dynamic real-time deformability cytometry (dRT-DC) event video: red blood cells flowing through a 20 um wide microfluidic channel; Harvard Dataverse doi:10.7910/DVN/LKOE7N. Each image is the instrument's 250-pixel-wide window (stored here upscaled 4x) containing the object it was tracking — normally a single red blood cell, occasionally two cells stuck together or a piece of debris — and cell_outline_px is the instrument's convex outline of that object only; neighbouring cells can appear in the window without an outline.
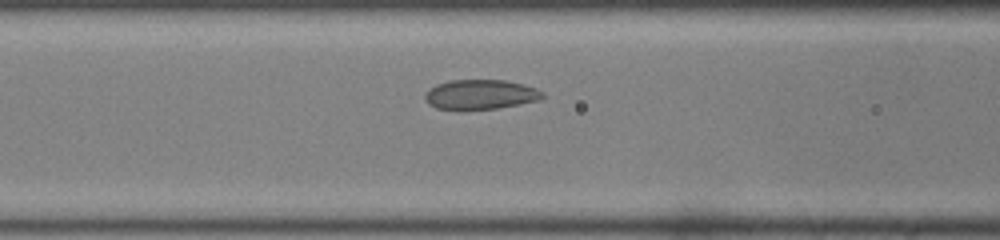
{"species": "common noctule bat (a hibernating species)", "species_latin": "Nyctalus noctula", "temperature_condition": "room temperature", "stored_images_in_passage": 38, "camera_frame_rate_fps": 3000, "um_per_image_px": 0.085, "animal": {"sex": "male", "body_mass_g": 19.0, "forearm_length_mm": 50.8}, "frame": {"image": 1, "passage_image": 9, "time_ms": 2.667, "image_size_px": [1000, 240], "cell_outline_px": [[544, 96], [540, 100], [520, 104], [496, 108], [436, 108], [428, 104], [424, 100], [424, 92], [436, 84], [448, 80], [504, 80], [524, 84], [536, 88], [544, 92]], "centroid_in_image_um": [40.84, 8.01], "position_along_channel_um": 125.8, "area_um2": 20.23}}
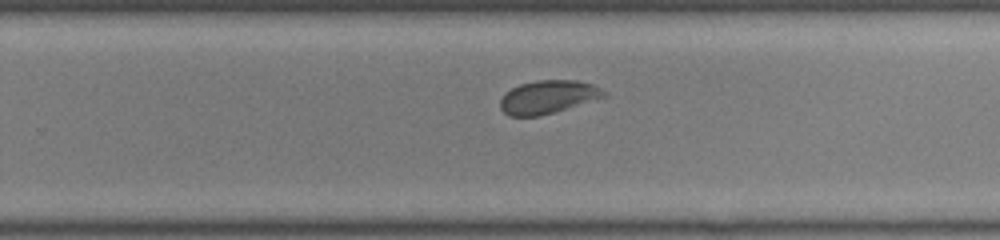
{"frame": {"image": 2, "passage_image": 21, "time_ms": 6.667, "image_size_px": [1000, 240], "cell_outline_px": [[608, 96], [540, 116], [508, 116], [500, 108], [500, 100], [512, 88], [520, 84], [536, 80], [576, 80], [592, 84], [600, 88]], "centroid_in_image_um": [46.58, 8.24], "position_along_channel_um": 283.2, "area_um2": 19.88}}
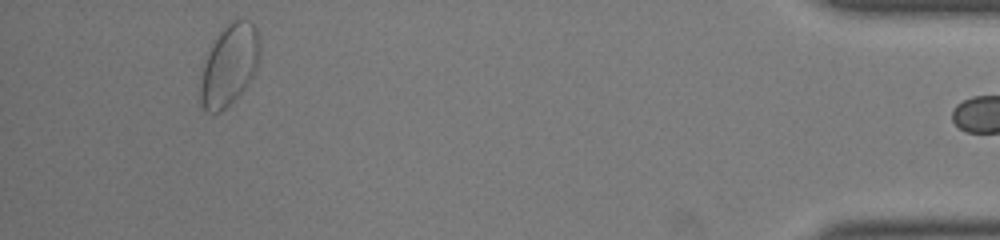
{"frame": {"image": 3, "passage_image": 36, "time_ms": 11.667, "image_size_px": [1000, 240], "cell_outline_px": [[260, 60], [252, 76], [244, 88], [220, 112], [208, 112], [200, 108], [200, 80], [204, 64], [208, 52], [212, 44], [220, 32], [232, 20], [248, 20], [256, 28], [260, 36]], "centroid_in_image_um": [19.49, 5.52], "position_along_channel_um": 415.7, "area_um2": 27.86}, "authors_computed_cell_mechanics": {"area_um2": 20.6057, "velocity_mm_per_s": 3.9458, "shape_relaxation_time_tau1_ms": null, "shape_relaxation_time_tau2_ms": 0.6821, "deformation_change_tau1": null, "deformation_change_tau2": 0.0565}}